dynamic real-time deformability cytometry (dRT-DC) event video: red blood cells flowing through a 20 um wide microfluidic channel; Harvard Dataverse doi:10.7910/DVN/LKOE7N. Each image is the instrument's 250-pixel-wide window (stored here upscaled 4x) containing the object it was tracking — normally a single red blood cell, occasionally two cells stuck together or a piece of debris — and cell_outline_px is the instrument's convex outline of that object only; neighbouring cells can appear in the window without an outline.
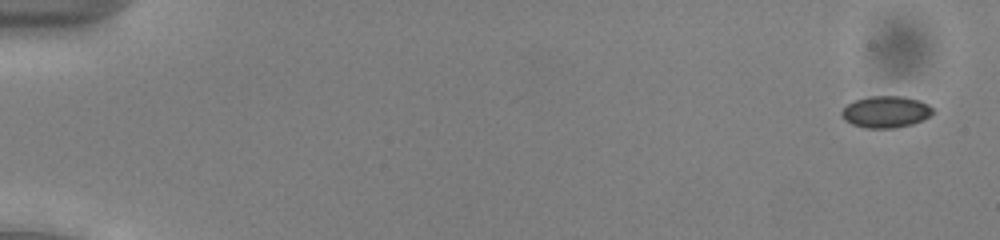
{"species": "common noctule bat (a hibernating species)", "species_latin": "Nyctalus noctula", "temperature_condition": "cold", "stored_images_in_passage": 54, "camera_frame_rate_fps": 3000, "um_per_image_px": 0.085, "animal": {"sex": "male", "body_mass_g": 13.0, "forearm_length_mm": 53.1}, "frame": {"image": 1, "passage_image": 3, "time_ms": 0.667, "image_size_px": [1000, 240], "cell_outline_px": [[932, 112], [924, 120], [912, 124], [892, 128], [864, 128], [852, 124], [844, 120], [840, 116], [840, 112], [848, 104], [856, 100], [868, 96], [900, 96], [920, 100], [928, 104], [932, 108]], "centroid_in_image_um": [75.27, 9.51], "position_along_channel_um": 9.7, "area_um2": 16.82}}
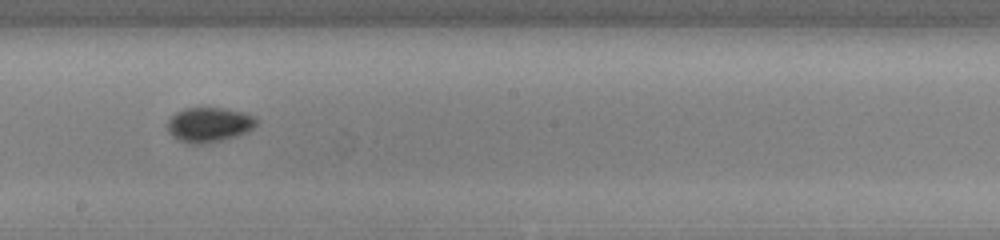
{"frame": {"image": 2, "passage_image": 32, "time_ms": 10.333, "image_size_px": [1000, 240], "cell_outline_px": [[256, 124], [248, 132], [224, 140], [200, 144], [188, 144], [176, 140], [168, 132], [168, 120], [176, 112], [184, 108], [224, 108], [244, 112], [252, 116], [256, 120]], "centroid_in_image_um": [17.74, 10.61], "position_along_channel_um": 230.5, "area_um2": 18.09}}
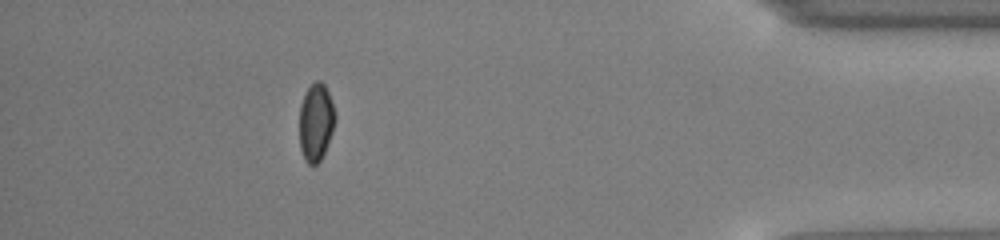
{"frame": {"image": 3, "passage_image": 49, "time_ms": 16.0, "image_size_px": [1000, 240], "cell_outline_px": [[336, 120], [332, 132], [324, 152], [320, 160], [312, 168], [304, 160], [300, 148], [300, 104], [308, 88], [316, 80], [320, 80], [324, 84], [328, 92], [336, 116]], "centroid_in_image_um": [26.85, 10.42], "position_along_channel_um": 408.4, "area_um2": 16.13}, "authors_computed_cell_mechanics": {"area_um2": 16.8776, "velocity_mm_per_s": 3.9441, "shape_relaxation_time_tau1_ms": 4.0393, "shape_relaxation_time_tau2_ms": 5.176, "deformation_change_tau1": 0.0538, "deformation_change_tau2": 0.0475}}